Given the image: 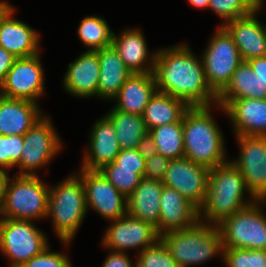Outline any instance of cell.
I'll list each match as a JSON object with an SVG mask.
<instances>
[{
  "instance_id": "obj_1",
  "label": "cell",
  "mask_w": 266,
  "mask_h": 267,
  "mask_svg": "<svg viewBox=\"0 0 266 267\" xmlns=\"http://www.w3.org/2000/svg\"><path fill=\"white\" fill-rule=\"evenodd\" d=\"M153 75L158 92L183 100L189 107L212 106V102L217 105V95L206 82L202 60L185 44L156 52Z\"/></svg>"
},
{
  "instance_id": "obj_2",
  "label": "cell",
  "mask_w": 266,
  "mask_h": 267,
  "mask_svg": "<svg viewBox=\"0 0 266 267\" xmlns=\"http://www.w3.org/2000/svg\"><path fill=\"white\" fill-rule=\"evenodd\" d=\"M244 191L248 192L244 177L231 161L211 168L205 201L199 208V220L204 216L205 223L218 225L225 218L253 204V201L243 200Z\"/></svg>"
},
{
  "instance_id": "obj_3",
  "label": "cell",
  "mask_w": 266,
  "mask_h": 267,
  "mask_svg": "<svg viewBox=\"0 0 266 267\" xmlns=\"http://www.w3.org/2000/svg\"><path fill=\"white\" fill-rule=\"evenodd\" d=\"M210 106L189 107L183 115L184 157L209 169L227 162L221 130Z\"/></svg>"
},
{
  "instance_id": "obj_4",
  "label": "cell",
  "mask_w": 266,
  "mask_h": 267,
  "mask_svg": "<svg viewBox=\"0 0 266 267\" xmlns=\"http://www.w3.org/2000/svg\"><path fill=\"white\" fill-rule=\"evenodd\" d=\"M178 267H188L205 263L210 258L222 254V237L218 225L199 220L191 227L168 231L160 235Z\"/></svg>"
},
{
  "instance_id": "obj_5",
  "label": "cell",
  "mask_w": 266,
  "mask_h": 267,
  "mask_svg": "<svg viewBox=\"0 0 266 267\" xmlns=\"http://www.w3.org/2000/svg\"><path fill=\"white\" fill-rule=\"evenodd\" d=\"M87 209L85 188L79 175L49 188L47 217L52 216L54 231L63 243L71 242Z\"/></svg>"
},
{
  "instance_id": "obj_6",
  "label": "cell",
  "mask_w": 266,
  "mask_h": 267,
  "mask_svg": "<svg viewBox=\"0 0 266 267\" xmlns=\"http://www.w3.org/2000/svg\"><path fill=\"white\" fill-rule=\"evenodd\" d=\"M49 187L37 175L8 176L0 218L33 220L47 217Z\"/></svg>"
},
{
  "instance_id": "obj_7",
  "label": "cell",
  "mask_w": 266,
  "mask_h": 267,
  "mask_svg": "<svg viewBox=\"0 0 266 267\" xmlns=\"http://www.w3.org/2000/svg\"><path fill=\"white\" fill-rule=\"evenodd\" d=\"M259 202L265 200L254 201L218 224L223 248L266 250V215Z\"/></svg>"
},
{
  "instance_id": "obj_8",
  "label": "cell",
  "mask_w": 266,
  "mask_h": 267,
  "mask_svg": "<svg viewBox=\"0 0 266 267\" xmlns=\"http://www.w3.org/2000/svg\"><path fill=\"white\" fill-rule=\"evenodd\" d=\"M202 56L206 82L218 96L243 62L238 47L222 25L213 35Z\"/></svg>"
},
{
  "instance_id": "obj_9",
  "label": "cell",
  "mask_w": 266,
  "mask_h": 267,
  "mask_svg": "<svg viewBox=\"0 0 266 267\" xmlns=\"http://www.w3.org/2000/svg\"><path fill=\"white\" fill-rule=\"evenodd\" d=\"M46 236L31 220L0 218V251L10 267H20L48 247Z\"/></svg>"
},
{
  "instance_id": "obj_10",
  "label": "cell",
  "mask_w": 266,
  "mask_h": 267,
  "mask_svg": "<svg viewBox=\"0 0 266 267\" xmlns=\"http://www.w3.org/2000/svg\"><path fill=\"white\" fill-rule=\"evenodd\" d=\"M23 151L20 161L19 175H36L37 168L47 165L52 157L62 148L58 135L51 123V120L43 116L23 135Z\"/></svg>"
},
{
  "instance_id": "obj_11",
  "label": "cell",
  "mask_w": 266,
  "mask_h": 267,
  "mask_svg": "<svg viewBox=\"0 0 266 267\" xmlns=\"http://www.w3.org/2000/svg\"><path fill=\"white\" fill-rule=\"evenodd\" d=\"M240 156L231 161L242 173L253 201H266V136L239 135Z\"/></svg>"
},
{
  "instance_id": "obj_12",
  "label": "cell",
  "mask_w": 266,
  "mask_h": 267,
  "mask_svg": "<svg viewBox=\"0 0 266 267\" xmlns=\"http://www.w3.org/2000/svg\"><path fill=\"white\" fill-rule=\"evenodd\" d=\"M43 75L39 54L16 58L5 80L0 84V95L37 103L38 97L44 94Z\"/></svg>"
},
{
  "instance_id": "obj_13",
  "label": "cell",
  "mask_w": 266,
  "mask_h": 267,
  "mask_svg": "<svg viewBox=\"0 0 266 267\" xmlns=\"http://www.w3.org/2000/svg\"><path fill=\"white\" fill-rule=\"evenodd\" d=\"M79 173L85 188L87 208L92 207L111 221L127 214V197L99 170L81 168Z\"/></svg>"
},
{
  "instance_id": "obj_14",
  "label": "cell",
  "mask_w": 266,
  "mask_h": 267,
  "mask_svg": "<svg viewBox=\"0 0 266 267\" xmlns=\"http://www.w3.org/2000/svg\"><path fill=\"white\" fill-rule=\"evenodd\" d=\"M210 169L186 157L171 159L162 184L179 191L200 208L204 203Z\"/></svg>"
},
{
  "instance_id": "obj_15",
  "label": "cell",
  "mask_w": 266,
  "mask_h": 267,
  "mask_svg": "<svg viewBox=\"0 0 266 267\" xmlns=\"http://www.w3.org/2000/svg\"><path fill=\"white\" fill-rule=\"evenodd\" d=\"M113 222L102 240L103 246L112 249L113 252H125L136 247H141V252L160 240V235L154 226L128 213Z\"/></svg>"
},
{
  "instance_id": "obj_16",
  "label": "cell",
  "mask_w": 266,
  "mask_h": 267,
  "mask_svg": "<svg viewBox=\"0 0 266 267\" xmlns=\"http://www.w3.org/2000/svg\"><path fill=\"white\" fill-rule=\"evenodd\" d=\"M231 118L236 136H266V99L217 100Z\"/></svg>"
},
{
  "instance_id": "obj_17",
  "label": "cell",
  "mask_w": 266,
  "mask_h": 267,
  "mask_svg": "<svg viewBox=\"0 0 266 267\" xmlns=\"http://www.w3.org/2000/svg\"><path fill=\"white\" fill-rule=\"evenodd\" d=\"M199 221V208L176 189L163 186L158 234L185 229Z\"/></svg>"
},
{
  "instance_id": "obj_18",
  "label": "cell",
  "mask_w": 266,
  "mask_h": 267,
  "mask_svg": "<svg viewBox=\"0 0 266 267\" xmlns=\"http://www.w3.org/2000/svg\"><path fill=\"white\" fill-rule=\"evenodd\" d=\"M258 11L257 8L247 16L222 24L238 47L243 61L266 56V26L256 19Z\"/></svg>"
},
{
  "instance_id": "obj_19",
  "label": "cell",
  "mask_w": 266,
  "mask_h": 267,
  "mask_svg": "<svg viewBox=\"0 0 266 267\" xmlns=\"http://www.w3.org/2000/svg\"><path fill=\"white\" fill-rule=\"evenodd\" d=\"M14 13L10 6L0 16V46L16 58L39 54V35L29 25L11 18Z\"/></svg>"
},
{
  "instance_id": "obj_20",
  "label": "cell",
  "mask_w": 266,
  "mask_h": 267,
  "mask_svg": "<svg viewBox=\"0 0 266 267\" xmlns=\"http://www.w3.org/2000/svg\"><path fill=\"white\" fill-rule=\"evenodd\" d=\"M91 132L89 151H86L84 155L81 168L100 170L103 166L115 161L121 148L116 131L106 116L95 122Z\"/></svg>"
},
{
  "instance_id": "obj_21",
  "label": "cell",
  "mask_w": 266,
  "mask_h": 267,
  "mask_svg": "<svg viewBox=\"0 0 266 267\" xmlns=\"http://www.w3.org/2000/svg\"><path fill=\"white\" fill-rule=\"evenodd\" d=\"M63 85L71 95L79 97L97 96L100 65L96 51H86L69 65Z\"/></svg>"
},
{
  "instance_id": "obj_22",
  "label": "cell",
  "mask_w": 266,
  "mask_h": 267,
  "mask_svg": "<svg viewBox=\"0 0 266 267\" xmlns=\"http://www.w3.org/2000/svg\"><path fill=\"white\" fill-rule=\"evenodd\" d=\"M42 117L36 102L0 95V135H24Z\"/></svg>"
},
{
  "instance_id": "obj_23",
  "label": "cell",
  "mask_w": 266,
  "mask_h": 267,
  "mask_svg": "<svg viewBox=\"0 0 266 267\" xmlns=\"http://www.w3.org/2000/svg\"><path fill=\"white\" fill-rule=\"evenodd\" d=\"M111 45L132 73H153L156 53L148 55L145 37L140 30L127 29L120 36L113 34ZM148 59L151 61L149 67L144 64Z\"/></svg>"
},
{
  "instance_id": "obj_24",
  "label": "cell",
  "mask_w": 266,
  "mask_h": 267,
  "mask_svg": "<svg viewBox=\"0 0 266 267\" xmlns=\"http://www.w3.org/2000/svg\"><path fill=\"white\" fill-rule=\"evenodd\" d=\"M163 186L160 181L142 178L136 189L127 197V213L151 224L157 233Z\"/></svg>"
},
{
  "instance_id": "obj_25",
  "label": "cell",
  "mask_w": 266,
  "mask_h": 267,
  "mask_svg": "<svg viewBox=\"0 0 266 267\" xmlns=\"http://www.w3.org/2000/svg\"><path fill=\"white\" fill-rule=\"evenodd\" d=\"M153 73H133L122 85L117 99L116 110L142 116L144 108L156 93Z\"/></svg>"
},
{
  "instance_id": "obj_26",
  "label": "cell",
  "mask_w": 266,
  "mask_h": 267,
  "mask_svg": "<svg viewBox=\"0 0 266 267\" xmlns=\"http://www.w3.org/2000/svg\"><path fill=\"white\" fill-rule=\"evenodd\" d=\"M100 76L97 96L102 99H114L125 81L133 74L111 45L97 50Z\"/></svg>"
},
{
  "instance_id": "obj_27",
  "label": "cell",
  "mask_w": 266,
  "mask_h": 267,
  "mask_svg": "<svg viewBox=\"0 0 266 267\" xmlns=\"http://www.w3.org/2000/svg\"><path fill=\"white\" fill-rule=\"evenodd\" d=\"M189 106L178 98L156 91L144 108L142 118L147 130L180 122Z\"/></svg>"
},
{
  "instance_id": "obj_28",
  "label": "cell",
  "mask_w": 266,
  "mask_h": 267,
  "mask_svg": "<svg viewBox=\"0 0 266 267\" xmlns=\"http://www.w3.org/2000/svg\"><path fill=\"white\" fill-rule=\"evenodd\" d=\"M241 98L266 99V84L257 76L250 64L243 61L234 71L231 81L217 96V100Z\"/></svg>"
},
{
  "instance_id": "obj_29",
  "label": "cell",
  "mask_w": 266,
  "mask_h": 267,
  "mask_svg": "<svg viewBox=\"0 0 266 267\" xmlns=\"http://www.w3.org/2000/svg\"><path fill=\"white\" fill-rule=\"evenodd\" d=\"M112 123L121 149H135L148 133L142 116L116 110L105 115Z\"/></svg>"
},
{
  "instance_id": "obj_30",
  "label": "cell",
  "mask_w": 266,
  "mask_h": 267,
  "mask_svg": "<svg viewBox=\"0 0 266 267\" xmlns=\"http://www.w3.org/2000/svg\"><path fill=\"white\" fill-rule=\"evenodd\" d=\"M153 137L158 154L169 159L184 157L183 119L148 131Z\"/></svg>"
},
{
  "instance_id": "obj_31",
  "label": "cell",
  "mask_w": 266,
  "mask_h": 267,
  "mask_svg": "<svg viewBox=\"0 0 266 267\" xmlns=\"http://www.w3.org/2000/svg\"><path fill=\"white\" fill-rule=\"evenodd\" d=\"M113 34L105 19L98 16H86L78 28L79 39L90 51L111 46Z\"/></svg>"
},
{
  "instance_id": "obj_32",
  "label": "cell",
  "mask_w": 266,
  "mask_h": 267,
  "mask_svg": "<svg viewBox=\"0 0 266 267\" xmlns=\"http://www.w3.org/2000/svg\"><path fill=\"white\" fill-rule=\"evenodd\" d=\"M145 169L119 168L114 161L103 166L99 171L126 197L139 185Z\"/></svg>"
},
{
  "instance_id": "obj_33",
  "label": "cell",
  "mask_w": 266,
  "mask_h": 267,
  "mask_svg": "<svg viewBox=\"0 0 266 267\" xmlns=\"http://www.w3.org/2000/svg\"><path fill=\"white\" fill-rule=\"evenodd\" d=\"M262 0H210L208 8L223 18L225 23L260 10Z\"/></svg>"
},
{
  "instance_id": "obj_34",
  "label": "cell",
  "mask_w": 266,
  "mask_h": 267,
  "mask_svg": "<svg viewBox=\"0 0 266 267\" xmlns=\"http://www.w3.org/2000/svg\"><path fill=\"white\" fill-rule=\"evenodd\" d=\"M222 255L227 267H266V250L223 248Z\"/></svg>"
},
{
  "instance_id": "obj_35",
  "label": "cell",
  "mask_w": 266,
  "mask_h": 267,
  "mask_svg": "<svg viewBox=\"0 0 266 267\" xmlns=\"http://www.w3.org/2000/svg\"><path fill=\"white\" fill-rule=\"evenodd\" d=\"M136 267H178L161 240L139 253Z\"/></svg>"
},
{
  "instance_id": "obj_36",
  "label": "cell",
  "mask_w": 266,
  "mask_h": 267,
  "mask_svg": "<svg viewBox=\"0 0 266 267\" xmlns=\"http://www.w3.org/2000/svg\"><path fill=\"white\" fill-rule=\"evenodd\" d=\"M23 144V135H0V170L7 171L5 169L16 166L21 159Z\"/></svg>"
},
{
  "instance_id": "obj_37",
  "label": "cell",
  "mask_w": 266,
  "mask_h": 267,
  "mask_svg": "<svg viewBox=\"0 0 266 267\" xmlns=\"http://www.w3.org/2000/svg\"><path fill=\"white\" fill-rule=\"evenodd\" d=\"M20 267H72V265L68 256L58 252H50L49 247H47Z\"/></svg>"
},
{
  "instance_id": "obj_38",
  "label": "cell",
  "mask_w": 266,
  "mask_h": 267,
  "mask_svg": "<svg viewBox=\"0 0 266 267\" xmlns=\"http://www.w3.org/2000/svg\"><path fill=\"white\" fill-rule=\"evenodd\" d=\"M169 158L160 154L145 161L143 178L162 182L170 163Z\"/></svg>"
},
{
  "instance_id": "obj_39",
  "label": "cell",
  "mask_w": 266,
  "mask_h": 267,
  "mask_svg": "<svg viewBox=\"0 0 266 267\" xmlns=\"http://www.w3.org/2000/svg\"><path fill=\"white\" fill-rule=\"evenodd\" d=\"M119 168L127 169H145V159L135 149H121L115 158Z\"/></svg>"
},
{
  "instance_id": "obj_40",
  "label": "cell",
  "mask_w": 266,
  "mask_h": 267,
  "mask_svg": "<svg viewBox=\"0 0 266 267\" xmlns=\"http://www.w3.org/2000/svg\"><path fill=\"white\" fill-rule=\"evenodd\" d=\"M102 267H136L126 252H113L105 259Z\"/></svg>"
},
{
  "instance_id": "obj_41",
  "label": "cell",
  "mask_w": 266,
  "mask_h": 267,
  "mask_svg": "<svg viewBox=\"0 0 266 267\" xmlns=\"http://www.w3.org/2000/svg\"><path fill=\"white\" fill-rule=\"evenodd\" d=\"M136 149L145 161L158 154L154 139L149 132L140 140Z\"/></svg>"
},
{
  "instance_id": "obj_42",
  "label": "cell",
  "mask_w": 266,
  "mask_h": 267,
  "mask_svg": "<svg viewBox=\"0 0 266 267\" xmlns=\"http://www.w3.org/2000/svg\"><path fill=\"white\" fill-rule=\"evenodd\" d=\"M16 57L0 46V84L5 80L7 72L13 66Z\"/></svg>"
},
{
  "instance_id": "obj_43",
  "label": "cell",
  "mask_w": 266,
  "mask_h": 267,
  "mask_svg": "<svg viewBox=\"0 0 266 267\" xmlns=\"http://www.w3.org/2000/svg\"><path fill=\"white\" fill-rule=\"evenodd\" d=\"M253 72L259 76V79L266 84V56L253 58L247 61Z\"/></svg>"
},
{
  "instance_id": "obj_44",
  "label": "cell",
  "mask_w": 266,
  "mask_h": 267,
  "mask_svg": "<svg viewBox=\"0 0 266 267\" xmlns=\"http://www.w3.org/2000/svg\"><path fill=\"white\" fill-rule=\"evenodd\" d=\"M8 179V171L0 170V211L4 202V190Z\"/></svg>"
},
{
  "instance_id": "obj_45",
  "label": "cell",
  "mask_w": 266,
  "mask_h": 267,
  "mask_svg": "<svg viewBox=\"0 0 266 267\" xmlns=\"http://www.w3.org/2000/svg\"><path fill=\"white\" fill-rule=\"evenodd\" d=\"M189 4L197 8H207L210 0H188Z\"/></svg>"
},
{
  "instance_id": "obj_46",
  "label": "cell",
  "mask_w": 266,
  "mask_h": 267,
  "mask_svg": "<svg viewBox=\"0 0 266 267\" xmlns=\"http://www.w3.org/2000/svg\"><path fill=\"white\" fill-rule=\"evenodd\" d=\"M6 1H0V16L10 7Z\"/></svg>"
}]
</instances>
